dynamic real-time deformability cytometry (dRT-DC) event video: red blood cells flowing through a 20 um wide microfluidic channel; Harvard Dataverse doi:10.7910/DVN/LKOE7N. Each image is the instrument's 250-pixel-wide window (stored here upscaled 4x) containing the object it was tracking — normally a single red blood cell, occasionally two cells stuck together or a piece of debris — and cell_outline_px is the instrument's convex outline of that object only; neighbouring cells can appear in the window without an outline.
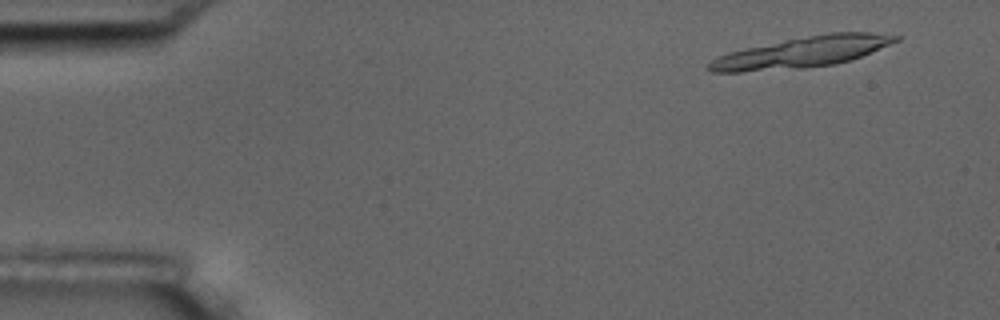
{"species": "common noctule bat (a hibernating species)", "species_latin": "Nyctalus noctula", "temperature_condition": "room temperature", "stored_images_in_passage": 4, "camera_frame_rate_fps": 3000, "um_per_image_px": 0.085, "animal": {"sex": "male", "body_mass_g": 17.5, "forearm_length_mm": 52.3}, "frame": {"image": 1, "passage_image": 1, "time_ms": 0.0, "image_size_px": [1000, 320], "cell_outline_px": [[900, 40], [860, 56], [836, 64], [804, 68], [740, 72], [712, 72], [704, 68], [716, 56], [728, 52], [744, 48], [828, 32], [872, 32], [900, 36]], "centroid_in_image_um": [68.14, 4.44], "position_along_channel_um": 16.9, "area_um2": 33.35}}
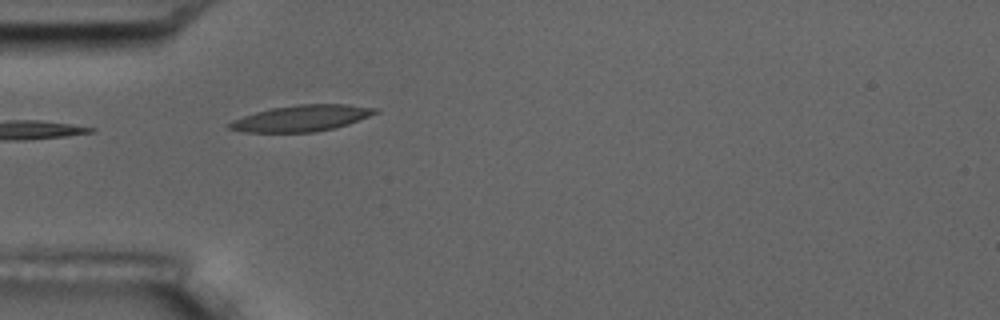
{"frame": {"image": 2, "passage_image": 4, "time_ms": 4.333, "image_size_px": [1000, 320], "cell_outline_px": [[380, 112], [348, 124], [336, 128], [316, 132], [244, 132], [228, 128], [228, 124], [232, 120], [256, 112], [272, 108], [296, 104], [344, 104], [380, 108]], "centroid_in_image_um": [25.68, 10.04], "position_along_channel_um": 59.3, "area_um2": 22.31}}